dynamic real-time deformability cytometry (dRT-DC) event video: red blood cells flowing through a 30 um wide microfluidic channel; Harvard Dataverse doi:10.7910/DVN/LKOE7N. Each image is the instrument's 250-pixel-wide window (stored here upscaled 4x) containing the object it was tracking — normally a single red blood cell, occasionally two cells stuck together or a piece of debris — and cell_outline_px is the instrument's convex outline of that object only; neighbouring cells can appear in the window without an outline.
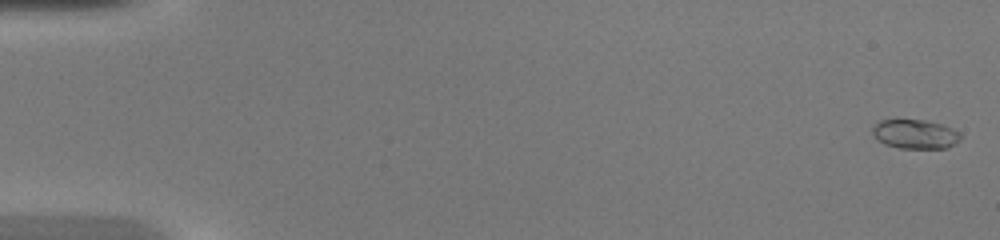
{"species": "common noctule bat (a hibernating species)", "species_latin": "Nyctalus noctula", "temperature_condition": "warm", "stored_images_in_passage": 48, "camera_frame_rate_fps": 3000, "um_per_image_px": 0.085, "animal": {"sex": "female", "body_mass_g": 20.0, "forearm_length_mm": 54.0}, "frame": {"image": 1, "passage_image": 1, "time_ms": 0.0, "image_size_px": [1000, 240], "cell_outline_px": [[960, 140], [948, 148], [900, 148], [884, 144], [876, 140], [872, 136], [872, 128], [880, 120], [896, 116], [924, 120], [944, 124], [960, 132]], "centroid_in_image_um": [77.73, 11.35], "position_along_channel_um": 7.3, "area_um2": 15.78}}
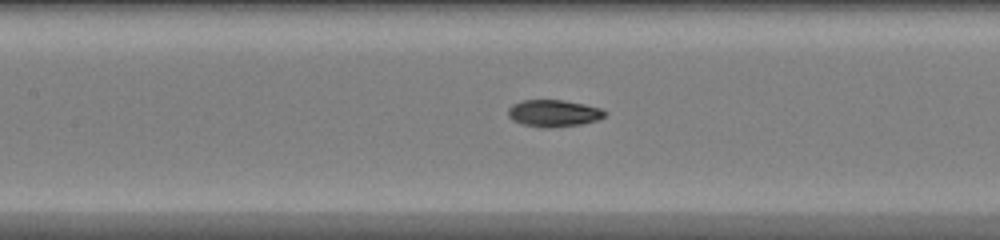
{"frame": {"image": 2, "passage_image": 23, "time_ms": 7.333, "image_size_px": [1000, 240], "cell_outline_px": [[608, 112], [604, 116], [596, 120], [580, 124], [552, 128], [544, 128], [520, 124], [512, 120], [508, 116], [508, 108], [512, 104], [520, 100], [564, 100], [584, 104], [600, 108]], "centroid_in_image_um": [47.02, 9.63], "position_along_channel_um": 160.4, "area_um2": 15.32}}
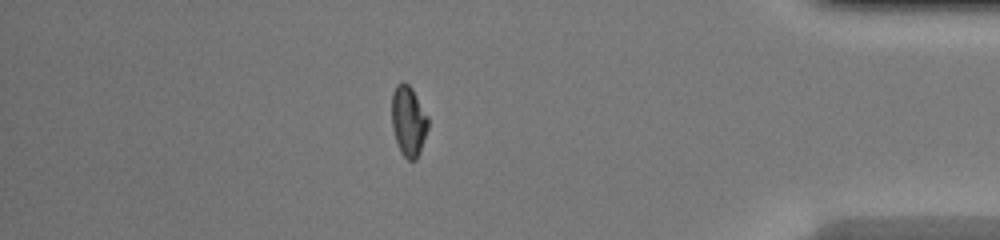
{"frame": {"image": 3, "passage_image": 42, "time_ms": 13.667, "image_size_px": [1000, 240], "cell_outline_px": [[428, 128], [420, 152], [416, 160], [408, 160], [400, 152], [392, 128], [392, 92], [396, 84], [404, 80], [412, 88], [428, 116]], "centroid_in_image_um": [34.72, 10.27], "position_along_channel_um": 400.5, "area_um2": 15.03}, "authors_computed_cell_mechanics": {"area_um2": 14.9124, "velocity_mm_per_s": 4.345, "shape_relaxation_time_tau1_ms": 6.1083, "shape_relaxation_time_tau2_ms": 1.0535, "deformation_change_tau1": 0.257, "deformation_change_tau2": 0.0276}}